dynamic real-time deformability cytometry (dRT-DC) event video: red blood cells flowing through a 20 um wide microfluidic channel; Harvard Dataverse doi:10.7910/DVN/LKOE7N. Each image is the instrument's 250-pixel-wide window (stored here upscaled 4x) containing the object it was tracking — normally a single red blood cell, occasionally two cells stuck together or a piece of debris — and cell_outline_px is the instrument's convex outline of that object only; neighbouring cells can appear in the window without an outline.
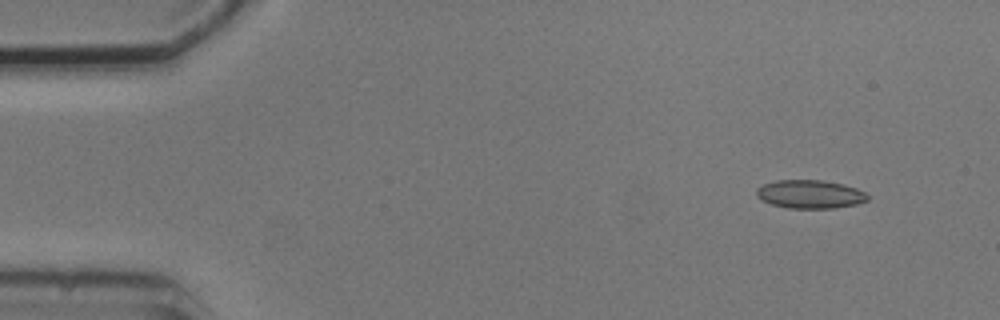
{"species": "common noctule bat (a hibernating species)", "species_latin": "Nyctalus noctula", "temperature_condition": "cold", "stored_images_in_passage": 6, "camera_frame_rate_fps": 3000, "um_per_image_px": 0.085, "animal": {"sex": "male", "body_mass_g": 20.5, "forearm_length_mm": 52.5}, "frame": {"image": 1, "passage_image": 2, "time_ms": 1.333, "image_size_px": [1000, 320], "cell_outline_px": [[868, 200], [856, 204], [836, 208], [788, 208], [772, 204], [760, 200], [756, 196], [756, 188], [764, 184], [776, 180], [820, 180], [844, 184], [856, 188], [864, 192], [868, 196]], "centroid_in_image_um": [68.83, 16.51], "position_along_channel_um": 16.2, "area_um2": 18.44}}
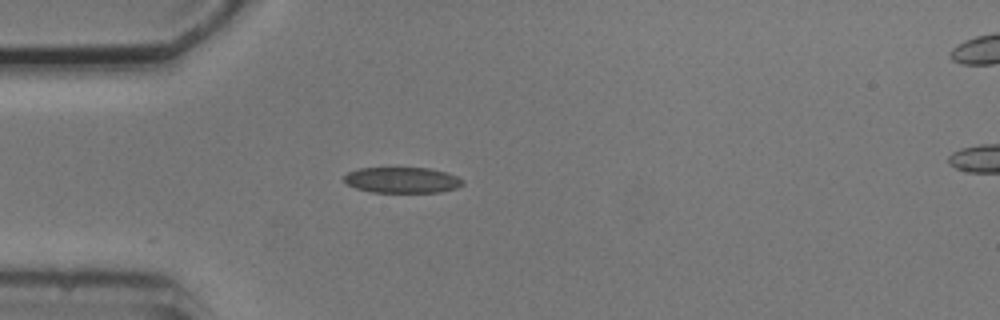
{"frame": {"image": 2, "passage_image": 5, "time_ms": 4.667, "image_size_px": [1000, 320], "cell_outline_px": [[464, 184], [456, 188], [440, 192], [372, 192], [356, 188], [348, 184], [344, 180], [344, 176], [348, 172], [360, 168], [428, 168], [448, 172], [464, 180]], "centroid_in_image_um": [34.21, 15.3], "position_along_channel_um": 50.8, "area_um2": 17.8}}